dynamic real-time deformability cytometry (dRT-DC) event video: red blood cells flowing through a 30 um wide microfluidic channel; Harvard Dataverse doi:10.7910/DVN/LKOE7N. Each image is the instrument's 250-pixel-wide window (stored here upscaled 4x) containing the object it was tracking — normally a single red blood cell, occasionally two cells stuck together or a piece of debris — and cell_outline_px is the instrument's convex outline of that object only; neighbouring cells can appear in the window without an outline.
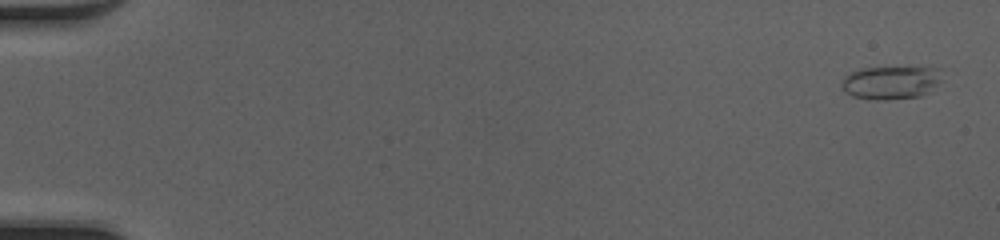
{"species": "common noctule bat (a hibernating species)", "species_latin": "Nyctalus noctula", "temperature_condition": "cold", "stored_images_in_passage": 50, "camera_frame_rate_fps": 3000, "um_per_image_px": 0.085, "animal": {"sex": "female", "body_mass_g": 20.0, "forearm_length_mm": 54.0}, "frame": {"image": 1, "passage_image": 2, "time_ms": 0.333, "image_size_px": [1000, 240], "cell_outline_px": [[940, 80], [928, 92], [920, 96], [884, 100], [876, 100], [852, 96], [844, 92], [840, 84], [844, 76], [848, 72], [860, 68], [940, 68]], "centroid_in_image_um": [75.64, 7.02], "position_along_channel_um": 9.4, "area_um2": 19.31}}
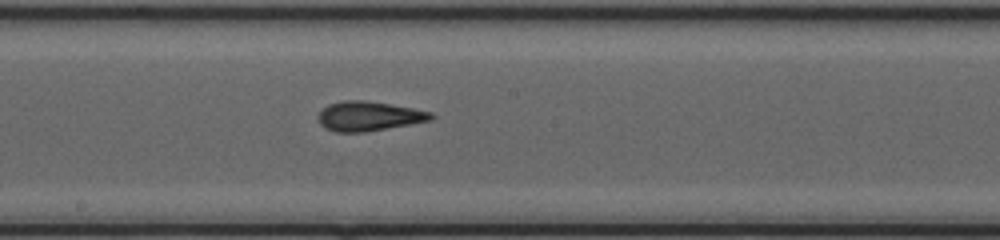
{"frame": {"image": 2, "passage_image": 29, "time_ms": 9.333, "image_size_px": [1000, 240], "cell_outline_px": [[436, 116], [432, 120], [412, 124], [364, 132], [336, 132], [324, 128], [320, 124], [316, 116], [328, 104], [344, 100], [364, 100], [412, 108], [432, 112]], "centroid_in_image_um": [31.34, 9.88], "position_along_channel_um": 216.9, "area_um2": 19.48}}
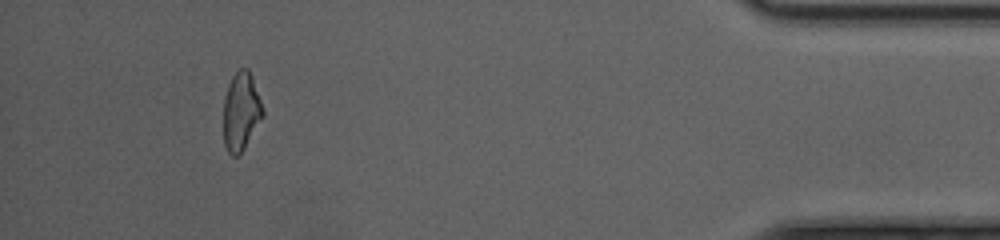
{"frame": {"image": 3, "passage_image": 47, "time_ms": 15.333, "image_size_px": [1000, 240], "cell_outline_px": [[264, 116], [240, 156], [232, 156], [228, 152], [224, 144], [224, 96], [228, 84], [232, 76], [240, 68], [248, 68], [252, 76], [264, 112]], "centroid_in_image_um": [20.49, 9.5], "position_along_channel_um": 414.7, "area_um2": 18.09}, "authors_computed_cell_mechanics": {"area_um2": 19.1607, "velocity_mm_per_s": 4.2348, "shape_relaxation_time_tau1_ms": 11.382, "shape_relaxation_time_tau2_ms": 1.4082, "deformation_change_tau1": 0.2848, "deformation_change_tau2": 0.0938}}